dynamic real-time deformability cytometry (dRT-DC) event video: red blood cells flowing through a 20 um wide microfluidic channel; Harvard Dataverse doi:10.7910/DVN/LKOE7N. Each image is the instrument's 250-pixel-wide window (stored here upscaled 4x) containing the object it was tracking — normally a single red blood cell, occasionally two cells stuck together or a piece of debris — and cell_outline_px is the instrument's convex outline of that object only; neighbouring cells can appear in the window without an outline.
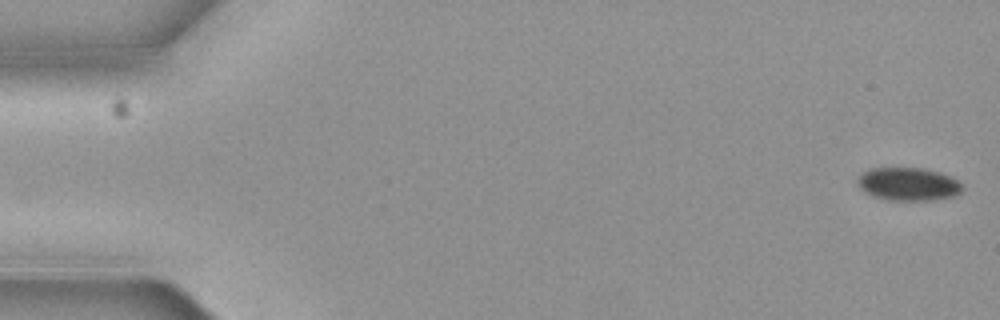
{"species": "common noctule bat (a hibernating species)", "species_latin": "Nyctalus noctula", "temperature_condition": "cold", "stored_images_in_passage": 4, "camera_frame_rate_fps": 3000, "um_per_image_px": 0.085, "animal": {"sex": "female", "body_mass_g": 19.3, "forearm_length_mm": 54.1}, "frame": {"image": 1, "passage_image": 1, "time_ms": 0.0, "image_size_px": [1000, 320], "cell_outline_px": [[960, 192], [952, 196], [932, 200], [888, 200], [872, 196], [860, 188], [860, 176], [868, 168], [924, 168], [940, 172], [952, 176], [960, 184]], "centroid_in_image_um": [77.21, 15.64], "position_along_channel_um": 7.8, "area_um2": 19.88}}